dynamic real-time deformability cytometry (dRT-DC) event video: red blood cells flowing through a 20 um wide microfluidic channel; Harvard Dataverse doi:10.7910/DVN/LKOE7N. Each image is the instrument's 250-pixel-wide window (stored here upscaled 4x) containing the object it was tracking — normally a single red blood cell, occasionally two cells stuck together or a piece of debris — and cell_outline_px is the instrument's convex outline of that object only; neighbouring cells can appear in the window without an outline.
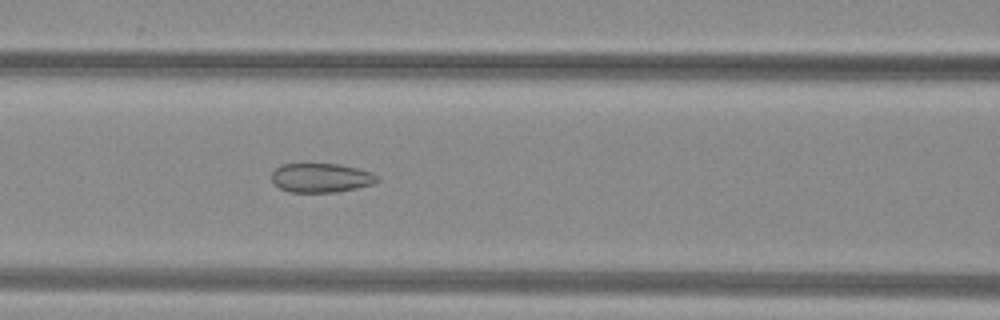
{"species": "common noctule bat (a hibernating species)", "species_latin": "Nyctalus noctula", "temperature_condition": "warm", "stored_images_in_passage": 50, "camera_frame_rate_fps": 3000, "um_per_image_px": 0.085, "animal": {"sex": "female", "body_mass_g": 29.2, "forearm_length_mm": 56.3}, "frame": {"image": 1, "passage_image": 22, "time_ms": 7.0, "image_size_px": [1000, 320], "cell_outline_px": [[380, 180], [372, 184], [356, 188], [336, 192], [288, 192], [280, 188], [272, 180], [272, 172], [280, 164], [340, 164], [372, 172]], "centroid_in_image_um": [27.28, 15.11], "position_along_channel_um": 139.3, "area_um2": 17.86}}
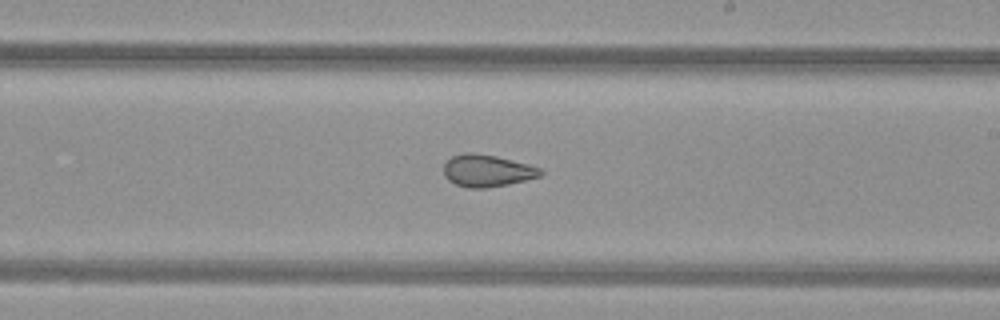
{"frame": {"image": 2, "passage_image": 30, "time_ms": 9.667, "image_size_px": [1000, 320], "cell_outline_px": [[544, 172], [540, 176], [508, 184], [484, 188], [468, 188], [456, 184], [448, 180], [444, 176], [444, 164], [452, 156], [464, 152], [472, 152], [496, 156], [528, 164], [540, 168]], "centroid_in_image_um": [41.38, 14.5], "position_along_channel_um": 247.6, "area_um2": 18.03}}
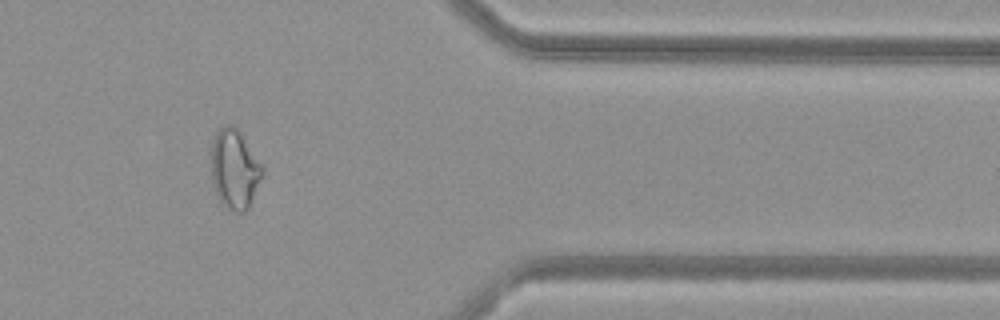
{"frame": {"image": 3, "passage_image": 42, "time_ms": 13.667, "image_size_px": [1000, 320], "cell_outline_px": [[264, 172], [248, 208], [244, 212], [236, 212], [228, 208], [216, 196], [212, 184], [208, 152], [212, 140], [216, 132], [224, 124], [236, 124], [264, 168]], "centroid_in_image_um": [19.88, 14.31], "position_along_channel_um": 391.5, "area_um2": 24.45}, "authors_computed_cell_mechanics": {"area_um2": 23.2356, "velocity_mm_per_s": 4.0634, "shape_relaxation_time_tau1_ms": null, "shape_relaxation_time_tau2_ms": 1.4865, "deformation_change_tau1": null, "deformation_change_tau2": 0.0677}}